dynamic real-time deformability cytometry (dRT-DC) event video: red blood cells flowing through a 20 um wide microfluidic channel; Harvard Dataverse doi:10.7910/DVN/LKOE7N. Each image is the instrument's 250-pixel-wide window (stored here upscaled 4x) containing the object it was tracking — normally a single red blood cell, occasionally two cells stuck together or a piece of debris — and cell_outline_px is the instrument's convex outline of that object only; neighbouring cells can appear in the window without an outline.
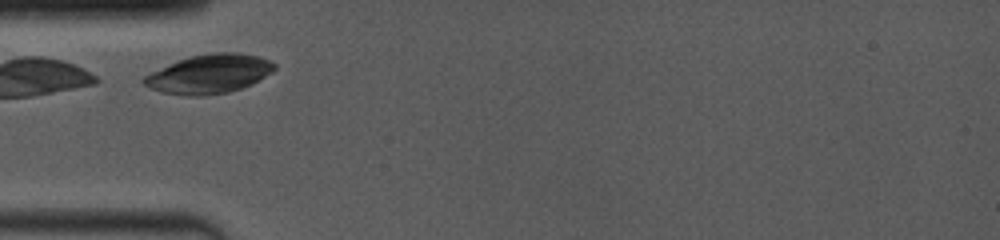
{"species": "common noctule bat (a hibernating species)", "species_latin": "Nyctalus noctula", "temperature_condition": "room temperature", "stored_images_in_passage": 4, "camera_frame_rate_fps": 4000, "um_per_image_px": 0.085, "animal": {"sex": "female", "body_mass_g": 19.0, "forearm_length_mm": 53.3}, "frame": {"image": 1, "passage_image": 1, "time_ms": 0.0, "image_size_px": [1000, 240], "cell_outline_px": [[276, 68], [272, 72], [252, 84], [228, 92], [204, 96], [188, 96], [160, 92], [148, 88], [140, 80], [144, 76], [152, 72], [188, 56], [212, 52], [240, 52], [272, 60], [276, 64]], "centroid_in_image_um": [17.79, 6.28], "position_along_channel_um": 67.2, "area_um2": 29.82}}